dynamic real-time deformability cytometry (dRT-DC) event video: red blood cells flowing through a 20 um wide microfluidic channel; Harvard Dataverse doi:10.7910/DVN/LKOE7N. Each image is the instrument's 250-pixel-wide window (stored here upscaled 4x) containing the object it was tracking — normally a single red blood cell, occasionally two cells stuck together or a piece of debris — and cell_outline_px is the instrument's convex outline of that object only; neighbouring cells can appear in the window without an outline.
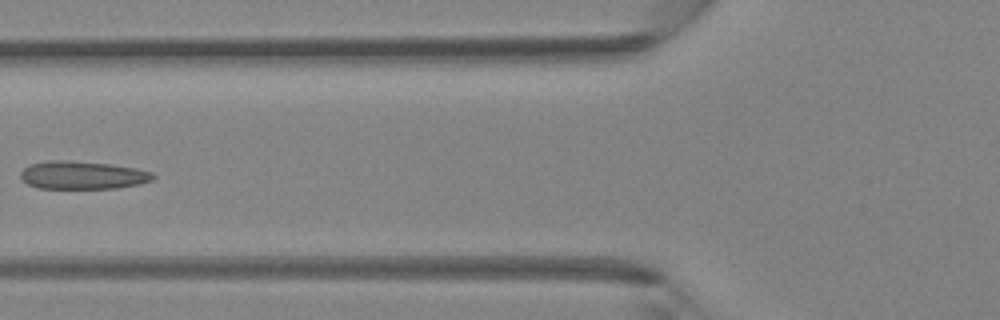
{"species": "Egyptian fruit bat (a non-hibernating species)", "species_latin": "Rousettus aegyptiacus", "temperature_condition": "room temperature", "stored_images_in_passage": 5, "camera_frame_rate_fps": 3000, "um_per_image_px": 0.085, "animal": {"sex": "female"}, "frame": {"image": 1, "passage_image": 5, "time_ms": 4.667, "image_size_px": [1000, 320], "cell_outline_px": [[156, 176], [152, 180], [140, 184], [116, 188], [40, 188], [28, 184], [20, 176], [20, 172], [28, 164], [48, 160], [64, 160], [112, 164], [136, 168], [152, 172]], "centroid_in_image_um": [7.02, 14.88], "position_along_channel_um": 118.8, "area_um2": 21.68}}